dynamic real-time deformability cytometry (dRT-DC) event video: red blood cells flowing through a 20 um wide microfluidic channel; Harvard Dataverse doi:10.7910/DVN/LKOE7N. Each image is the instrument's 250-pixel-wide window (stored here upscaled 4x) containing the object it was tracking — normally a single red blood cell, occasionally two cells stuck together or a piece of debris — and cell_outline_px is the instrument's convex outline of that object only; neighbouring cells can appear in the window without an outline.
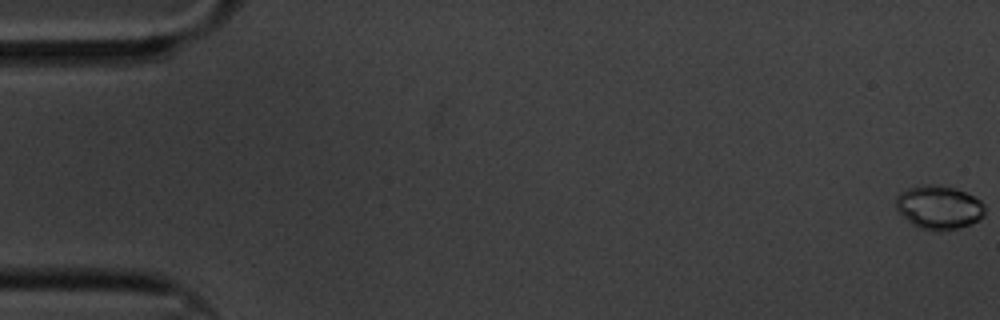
{"species": "common noctule bat (a hibernating species)", "species_latin": "Nyctalus noctula", "temperature_condition": "cold", "stored_images_in_passage": 13, "camera_frame_rate_fps": 3000, "um_per_image_px": 0.085, "animal": {"sex": "male", "body_mass_g": 20.1, "forearm_length_mm": 53.5}, "frame": {"image": 1, "passage_image": 1, "time_ms": 0.0, "image_size_px": [1000, 320], "cell_outline_px": [[984, 216], [968, 224], [956, 228], [940, 232], [936, 232], [920, 228], [912, 224], [896, 208], [896, 196], [900, 192], [916, 184], [936, 184], [952, 188], [964, 192], [980, 200], [984, 204]], "centroid_in_image_um": [79.77, 17.61], "position_along_channel_um": 5.2, "area_um2": 22.54}}